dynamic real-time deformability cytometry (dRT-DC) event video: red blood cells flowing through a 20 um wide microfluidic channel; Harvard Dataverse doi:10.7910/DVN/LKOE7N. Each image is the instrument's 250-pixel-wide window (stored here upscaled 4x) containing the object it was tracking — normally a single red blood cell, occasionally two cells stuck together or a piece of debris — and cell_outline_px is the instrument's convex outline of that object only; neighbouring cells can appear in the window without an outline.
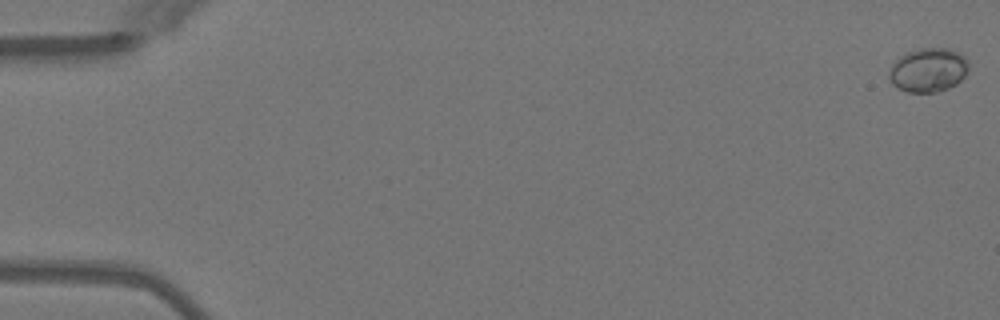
{"species": "Egyptian fruit bat (a non-hibernating species)", "species_latin": "Rousettus aegyptiacus", "temperature_condition": "warm", "stored_images_in_passage": 17, "camera_frame_rate_fps": 3000, "um_per_image_px": 0.085, "animal": {"sex": "female"}, "frame": {"image": 1, "passage_image": 1, "time_ms": 0.0, "image_size_px": [1000, 320], "cell_outline_px": [[968, 68], [964, 76], [956, 84], [948, 88], [936, 92], [908, 92], [892, 84], [888, 80], [888, 72], [892, 64], [900, 56], [908, 52], [920, 48], [948, 48], [964, 56], [968, 60]], "centroid_in_image_um": [78.88, 5.95], "position_along_channel_um": 6.1, "area_um2": 20.35}}
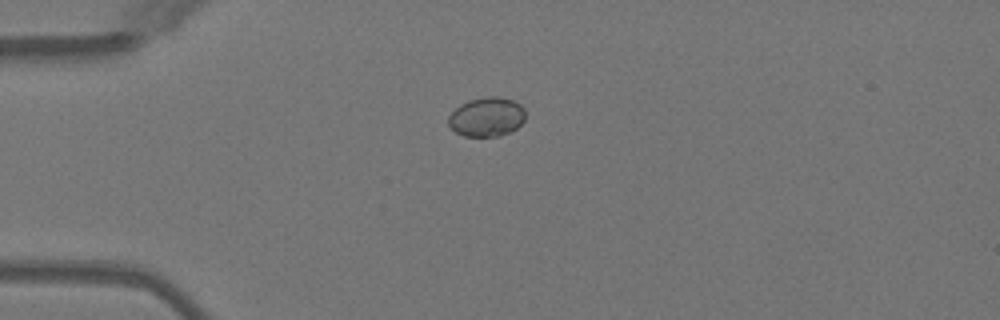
{"frame": {"image": 2, "passage_image": 14, "time_ms": 4.333, "image_size_px": [1000, 320], "cell_outline_px": [[524, 120], [516, 128], [500, 136], [464, 136], [456, 132], [448, 124], [448, 116], [460, 104], [468, 100], [488, 96], [496, 96], [512, 100], [520, 104], [524, 108]], "centroid_in_image_um": [41.35, 9.93], "position_along_channel_um": 43.6, "area_um2": 17.51}}